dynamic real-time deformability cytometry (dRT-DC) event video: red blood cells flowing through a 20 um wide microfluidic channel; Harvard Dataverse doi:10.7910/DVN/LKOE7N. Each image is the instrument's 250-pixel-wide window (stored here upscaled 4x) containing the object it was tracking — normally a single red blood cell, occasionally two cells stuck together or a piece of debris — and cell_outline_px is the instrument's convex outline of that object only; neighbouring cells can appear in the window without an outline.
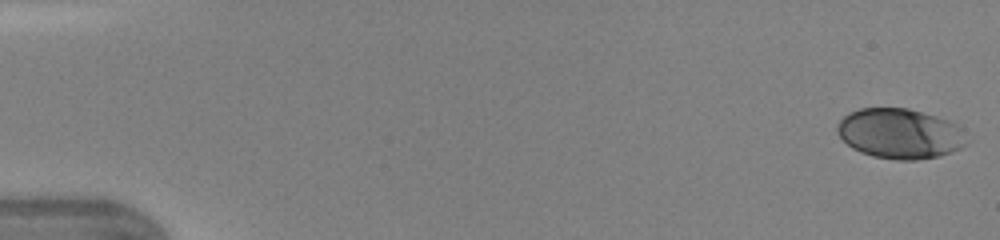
{"species": "human", "species_latin": "Homo sapiens", "temperature_condition": "warm", "stored_images_in_passage": 46, "camera_frame_rate_fps": 3000, "um_per_image_px": 0.085, "donor": {"sex": "female"}, "frame": {"image": 1, "passage_image": 1, "time_ms": 0.0, "image_size_px": [1000, 240], "cell_outline_px": [[972, 140], [968, 144], [952, 152], [940, 156], [916, 160], [896, 160], [872, 156], [860, 152], [852, 148], [836, 132], [836, 124], [844, 116], [860, 108], [908, 108], [936, 116], [948, 120], [956, 124], [972, 136]], "centroid_in_image_um": [76.57, 11.37], "position_along_channel_um": 8.4, "area_um2": 38.38}}
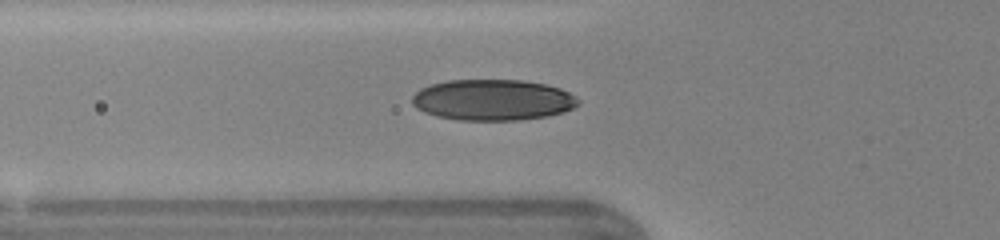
{"frame": {"image": 2, "passage_image": 17, "time_ms": 5.333, "image_size_px": [1000, 240], "cell_outline_px": [[580, 104], [564, 112], [548, 116], [516, 120], [460, 120], [436, 116], [424, 112], [416, 108], [412, 104], [412, 96], [420, 88], [432, 84], [448, 80], [520, 80], [544, 84], [560, 88], [576, 96], [580, 100]], "centroid_in_image_um": [41.88, 8.49], "position_along_channel_um": 83.9, "area_um2": 39.77}}
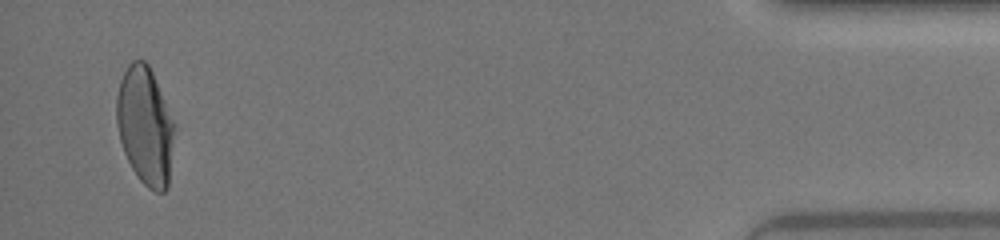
{"frame": {"image": 3, "passage_image": 45, "time_ms": 14.667, "image_size_px": [1000, 240], "cell_outline_px": [[176, 124], [168, 188], [164, 192], [156, 192], [148, 188], [140, 180], [132, 168], [124, 152], [120, 140], [116, 124], [116, 96], [120, 80], [128, 64], [132, 60], [144, 60], [148, 64], [152, 72]], "centroid_in_image_um": [12.35, 10.7], "position_along_channel_um": 422.9, "area_um2": 40.11}, "authors_computed_cell_mechanics": {"area_um2": 38.5815, "velocity_mm_per_s": 4.3703, "shape_relaxation_time_tau1_ms": 4.1406, "shape_relaxation_time_tau2_ms": 0.7292, "deformation_change_tau1": 0.1773, "deformation_change_tau2": 0.0475}}